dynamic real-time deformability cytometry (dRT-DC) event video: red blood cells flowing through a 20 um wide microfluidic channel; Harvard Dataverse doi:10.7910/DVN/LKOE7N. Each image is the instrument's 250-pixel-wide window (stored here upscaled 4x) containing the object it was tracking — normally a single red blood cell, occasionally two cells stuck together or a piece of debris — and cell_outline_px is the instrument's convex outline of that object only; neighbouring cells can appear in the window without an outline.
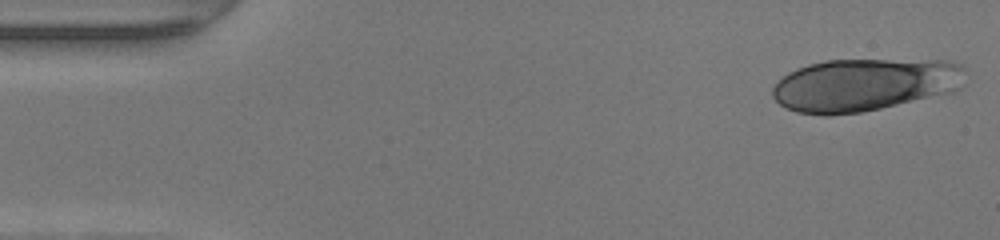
{"species": "human", "species_latin": "Homo sapiens", "temperature_condition": "warm", "stored_images_in_passage": 46, "camera_frame_rate_fps": 3000, "um_per_image_px": 0.085, "donor": {"sex": "female"}, "frame": {"image": 1, "passage_image": 1, "time_ms": 0.0, "image_size_px": [1000, 240], "cell_outline_px": [[964, 84], [956, 92], [880, 108], [860, 112], [828, 116], [824, 116], [796, 112], [780, 104], [772, 96], [772, 88], [788, 72], [796, 68], [808, 64], [824, 60], [948, 60], [964, 64]], "centroid_in_image_um": [73.53, 7.2], "position_along_channel_um": 11.5, "area_um2": 59.82}}
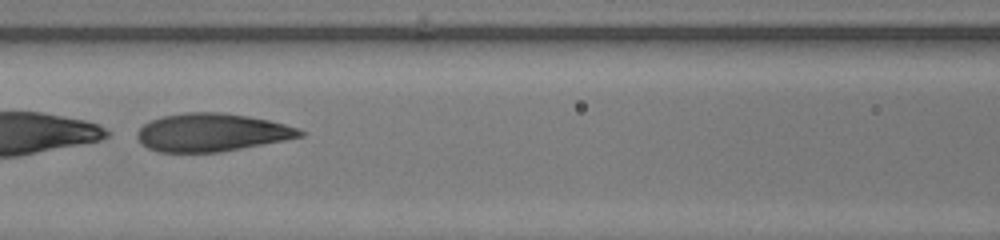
{"frame": {"image": 2, "passage_image": 20, "time_ms": 6.333, "image_size_px": [1000, 240], "cell_outline_px": [[304, 136], [284, 140], [220, 152], [160, 152], [148, 148], [140, 144], [136, 136], [136, 132], [144, 124], [152, 120], [164, 116], [184, 112], [220, 112], [248, 116], [268, 120], [300, 128], [304, 132]], "centroid_in_image_um": [17.98, 11.26], "position_along_channel_um": 148.6, "area_um2": 36.01}}
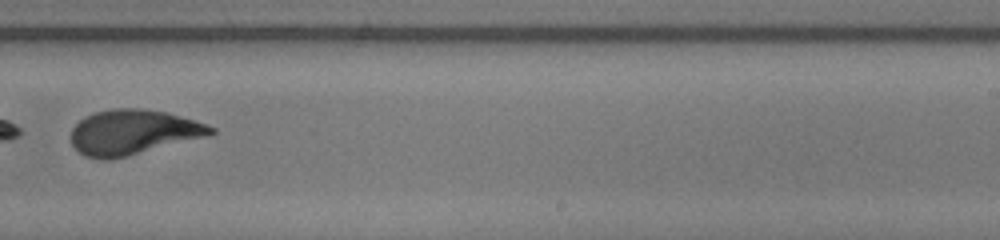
{"frame": {"image": 3, "passage_image": 29, "time_ms": 9.333, "image_size_px": [1000, 240], "cell_outline_px": [[216, 132], [212, 136], [128, 156], [108, 160], [100, 160], [84, 156], [72, 144], [72, 128], [80, 120], [96, 112], [116, 108], [140, 108], [168, 112], [216, 128]], "centroid_in_image_um": [11.36, 11.25], "position_along_channel_um": 277.6, "area_um2": 36.76}}